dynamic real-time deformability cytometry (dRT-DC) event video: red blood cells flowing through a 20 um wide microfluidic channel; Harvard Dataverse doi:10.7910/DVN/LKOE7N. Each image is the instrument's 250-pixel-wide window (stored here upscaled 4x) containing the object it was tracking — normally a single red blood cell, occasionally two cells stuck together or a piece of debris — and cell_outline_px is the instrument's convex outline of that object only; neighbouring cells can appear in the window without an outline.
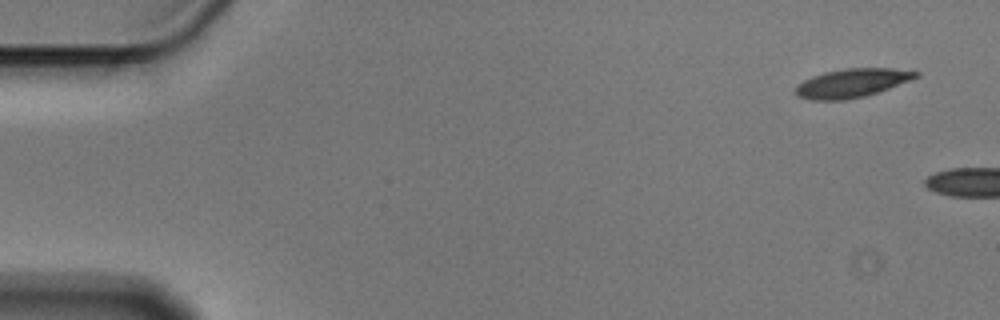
{"species": "Egyptian fruit bat (a non-hibernating species)", "species_latin": "Rousettus aegyptiacus", "temperature_condition": "cold", "stored_images_in_passage": 2, "camera_frame_rate_fps": 3000, "um_per_image_px": 0.085, "animal": {"sex": "male"}, "frame": {"image": 1, "passage_image": 1, "time_ms": 0.0, "image_size_px": [1000, 320], "cell_outline_px": [[920, 76], [888, 88], [864, 96], [844, 100], [812, 100], [800, 96], [796, 92], [796, 84], [812, 76], [824, 72], [844, 68], [892, 68], [920, 72]], "centroid_in_image_um": [72.41, 7.04], "position_along_channel_um": 12.6, "area_um2": 19.88}}